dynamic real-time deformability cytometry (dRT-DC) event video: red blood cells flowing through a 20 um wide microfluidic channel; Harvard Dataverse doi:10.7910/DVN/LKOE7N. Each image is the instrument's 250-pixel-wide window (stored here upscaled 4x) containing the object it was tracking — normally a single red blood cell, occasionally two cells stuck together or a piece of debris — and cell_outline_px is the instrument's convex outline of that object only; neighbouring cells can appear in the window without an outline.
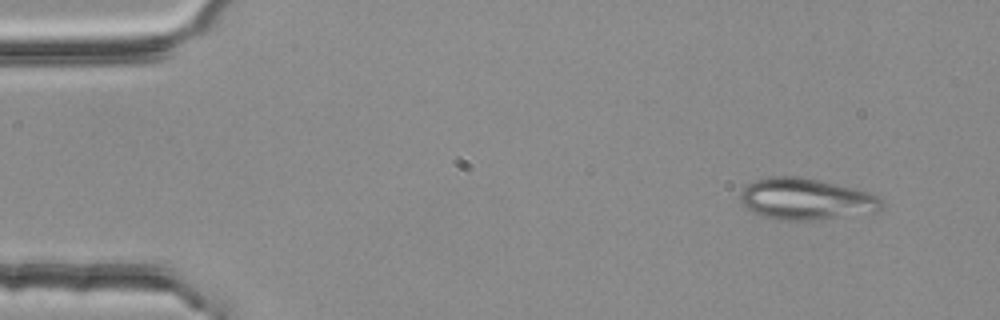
{"species": "common noctule bat (a hibernating species)", "species_latin": "Nyctalus noctula", "temperature_condition": "room temperature", "stored_images_in_passage": 50, "camera_frame_rate_fps": 3000, "um_per_image_px": 0.085, "animal": {"sex": "female", "body_mass_g": 25.1}, "frame": {"image": 1, "passage_image": 1, "time_ms": 0.0, "image_size_px": [1000, 320], "cell_outline_px": [[884, 204], [880, 212], [820, 220], [780, 220], [764, 216], [748, 208], [740, 200], [740, 192], [748, 184], [756, 180], [768, 176], [800, 176], [872, 192], [884, 200]], "centroid_in_image_um": [68.6, 16.92], "position_along_channel_um": 16.4, "area_um2": 34.51}}
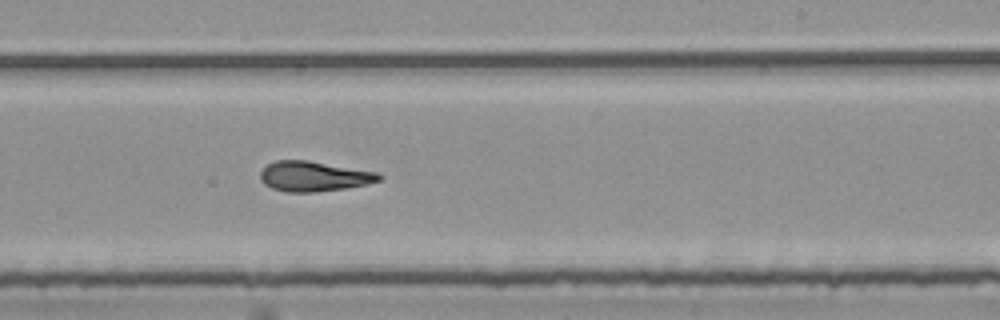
{"frame": {"image": 2, "passage_image": 29, "time_ms": 9.333, "image_size_px": [1000, 320], "cell_outline_px": [[384, 176], [380, 180], [368, 184], [344, 188], [316, 192], [288, 192], [272, 188], [264, 184], [260, 180], [260, 172], [268, 164], [276, 160], [308, 160], [380, 172]], "centroid_in_image_um": [26.71, 14.98], "position_along_channel_um": 262.3, "area_um2": 20.98}}
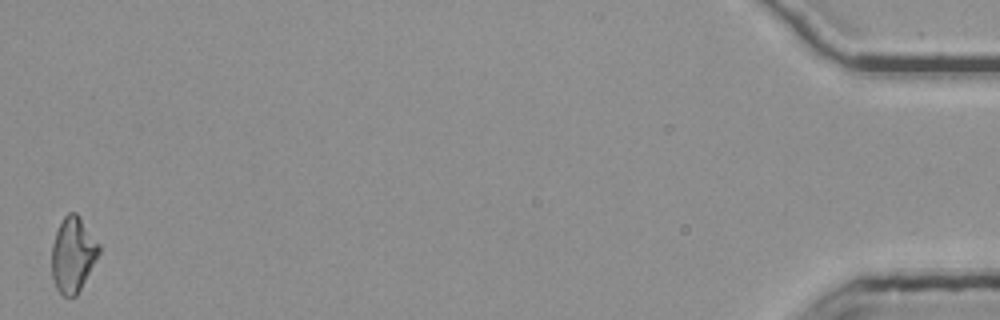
{"frame": {"image": 3, "passage_image": 50, "time_ms": 16.333, "image_size_px": [1000, 320], "cell_outline_px": [[100, 252], [96, 260], [76, 296], [64, 296], [56, 288], [52, 276], [52, 244], [56, 232], [64, 216], [68, 212], [76, 212], [100, 244]], "centroid_in_image_um": [6.2, 21.63], "position_along_channel_um": 429.0, "area_um2": 20.46}, "authors_computed_cell_mechanics": {"area_um2": 20.9525, "velocity_mm_per_s": 3.7802, "shape_relaxation_time_tau1_ms": null, "shape_relaxation_time_tau2_ms": 5.7458, "deformation_change_tau1": null, "deformation_change_tau2": 0.1586}}